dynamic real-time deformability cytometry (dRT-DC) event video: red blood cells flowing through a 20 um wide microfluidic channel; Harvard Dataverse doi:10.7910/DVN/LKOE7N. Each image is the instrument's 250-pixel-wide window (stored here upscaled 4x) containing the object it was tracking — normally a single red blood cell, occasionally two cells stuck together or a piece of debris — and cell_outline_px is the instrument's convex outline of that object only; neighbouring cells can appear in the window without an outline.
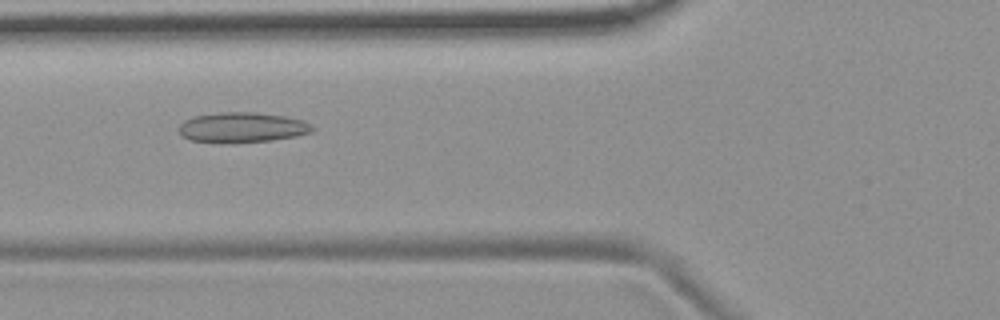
{"species": "common noctule bat (a hibernating species)", "species_latin": "Nyctalus noctula", "temperature_condition": "room temperature", "stored_images_in_passage": 23, "camera_frame_rate_fps": 3000, "um_per_image_px": 0.085, "animal": {"sex": "female", "body_mass_g": 19.9}, "frame": {"image": 1, "passage_image": 4, "time_ms": 1.0, "image_size_px": [1000, 320], "cell_outline_px": [[316, 128], [312, 132], [296, 136], [272, 140], [232, 144], [220, 144], [192, 140], [184, 136], [180, 132], [180, 124], [184, 120], [196, 116], [220, 112], [256, 112], [284, 116], [304, 120], [312, 124]], "centroid_in_image_um": [20.63, 10.85], "position_along_channel_um": 105.2, "area_um2": 23.81}}